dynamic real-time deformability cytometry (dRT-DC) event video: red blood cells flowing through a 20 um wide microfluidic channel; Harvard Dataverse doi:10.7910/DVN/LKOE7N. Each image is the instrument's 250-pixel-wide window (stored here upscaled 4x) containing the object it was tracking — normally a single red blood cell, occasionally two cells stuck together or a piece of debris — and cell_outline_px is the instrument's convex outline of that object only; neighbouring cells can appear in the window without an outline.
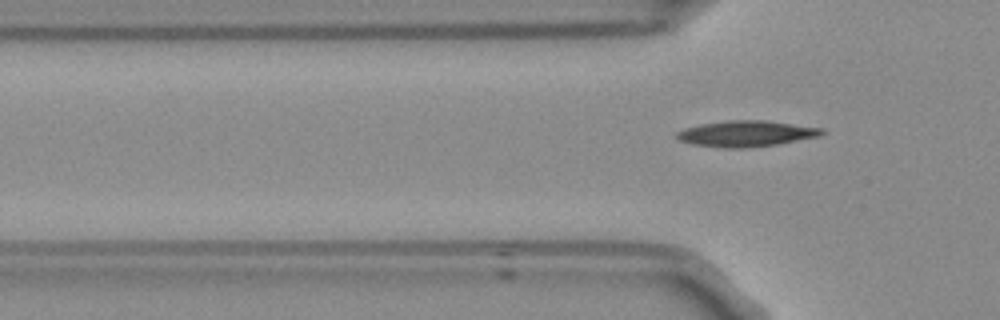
{"species": "Egyptian fruit bat (a non-hibernating species)", "species_latin": "Rousettus aegyptiacus", "temperature_condition": "room temperature", "stored_images_in_passage": 3, "camera_frame_rate_fps": 3000, "um_per_image_px": 0.085, "frame": {"image": 1, "passage_image": 3, "time_ms": 0.667, "image_size_px": [1000, 320], "cell_outline_px": [[824, 132], [820, 136], [776, 144], [744, 148], [724, 148], [692, 144], [680, 140], [676, 136], [676, 132], [684, 128], [700, 124], [728, 120], [768, 120], [824, 128]], "centroid_in_image_um": [63.43, 11.35], "position_along_channel_um": 62.4, "area_um2": 21.96}}